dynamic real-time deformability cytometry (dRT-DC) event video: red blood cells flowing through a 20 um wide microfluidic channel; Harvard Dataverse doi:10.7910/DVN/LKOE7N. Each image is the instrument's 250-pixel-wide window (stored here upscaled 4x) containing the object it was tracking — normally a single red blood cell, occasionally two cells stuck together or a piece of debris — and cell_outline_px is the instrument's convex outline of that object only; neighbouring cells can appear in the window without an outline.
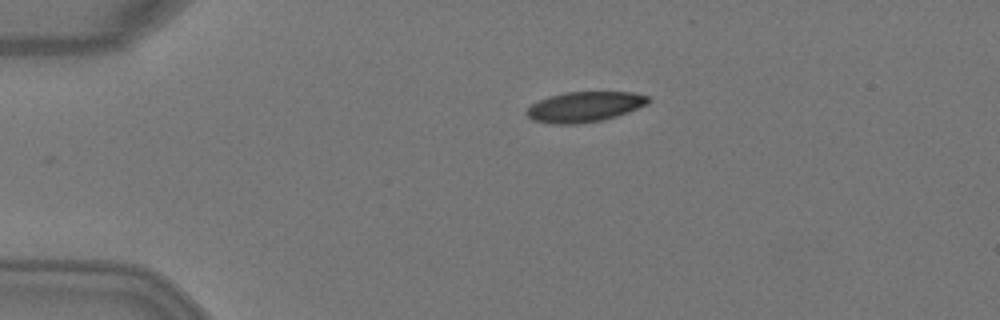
{"species": "Egyptian fruit bat (a non-hibernating species)", "species_latin": "Rousettus aegyptiacus", "temperature_condition": "warm", "stored_images_in_passage": 2, "camera_frame_rate_fps": 3000, "um_per_image_px": 0.085, "animal": {"sex": "female"}, "frame": {"image": 1, "passage_image": 1, "time_ms": 0.0, "image_size_px": [1000, 320], "cell_outline_px": [[652, 100], [648, 104], [628, 112], [604, 120], [576, 124], [552, 124], [532, 120], [524, 112], [532, 104], [548, 96], [564, 92], [632, 92], [648, 96]], "centroid_in_image_um": [49.69, 9.08], "position_along_channel_um": 35.3, "area_um2": 21.62}}